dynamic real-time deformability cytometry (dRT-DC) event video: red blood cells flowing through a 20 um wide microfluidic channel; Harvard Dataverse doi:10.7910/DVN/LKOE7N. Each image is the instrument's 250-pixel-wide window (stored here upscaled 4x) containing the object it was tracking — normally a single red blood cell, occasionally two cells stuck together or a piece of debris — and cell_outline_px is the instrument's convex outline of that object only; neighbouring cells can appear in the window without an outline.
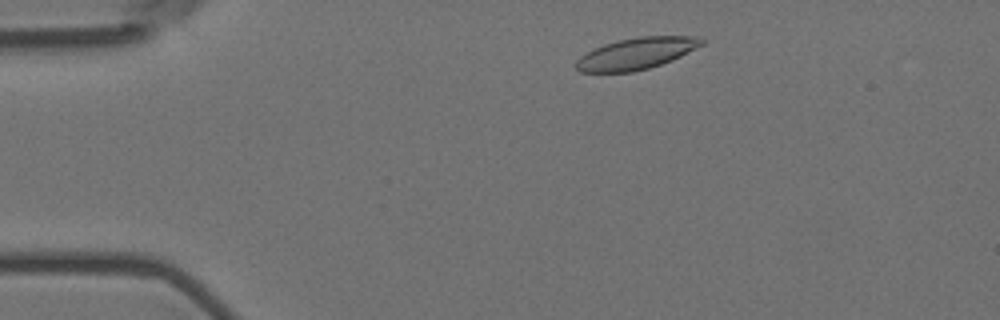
{"species": "Egyptian fruit bat (a non-hibernating species)", "species_latin": "Rousettus aegyptiacus", "temperature_condition": "room temperature", "stored_images_in_passage": 5, "camera_frame_rate_fps": 3000, "um_per_image_px": 0.085, "animal": {"sex": "female"}, "frame": {"image": 1, "passage_image": 2, "time_ms": 0.333, "image_size_px": [1000, 320], "cell_outline_px": [[704, 44], [672, 60], [648, 68], [632, 72], [580, 72], [576, 68], [576, 60], [580, 56], [604, 44], [616, 40], [640, 36], [700, 36], [704, 40]], "centroid_in_image_um": [54.1, 4.54], "position_along_channel_um": 30.9, "area_um2": 23.0}}
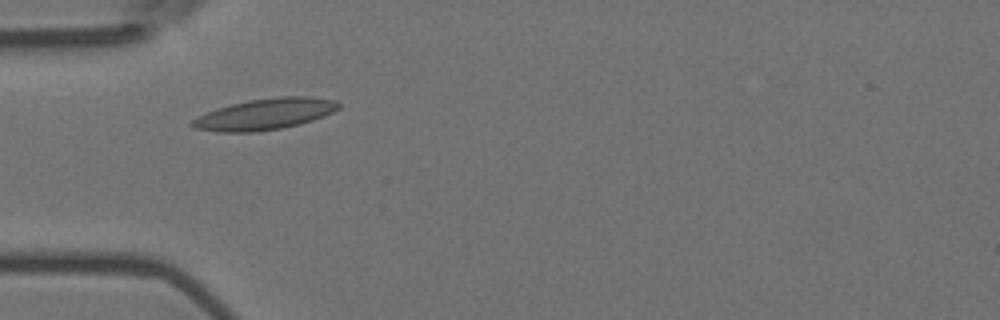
{"frame": {"image": 2, "passage_image": 4, "time_ms": 1.0, "image_size_px": [1000, 320], "cell_outline_px": [[340, 108], [324, 116], [300, 124], [280, 128], [256, 132], [216, 132], [192, 128], [188, 124], [196, 116], [216, 108], [248, 100], [280, 96], [308, 96], [336, 100], [340, 104]], "centroid_in_image_um": [22.48, 9.7], "position_along_channel_um": 62.5, "area_um2": 26.82}}
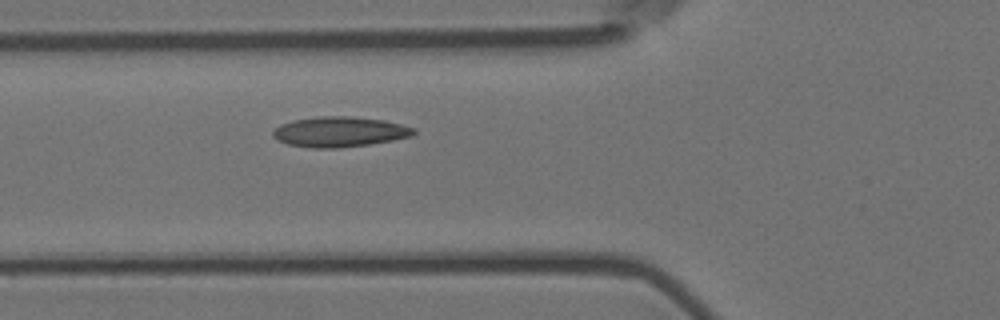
{"frame": {"image": 3, "passage_image": 5, "time_ms": 1.333, "image_size_px": [1000, 320], "cell_outline_px": [[416, 132], [412, 136], [392, 140], [368, 144], [340, 148], [312, 148], [288, 144], [276, 140], [272, 136], [272, 132], [280, 124], [292, 120], [320, 116], [352, 116], [384, 120], [416, 128]], "centroid_in_image_um": [28.85, 11.2], "position_along_channel_um": 97.0, "area_um2": 24.91}}